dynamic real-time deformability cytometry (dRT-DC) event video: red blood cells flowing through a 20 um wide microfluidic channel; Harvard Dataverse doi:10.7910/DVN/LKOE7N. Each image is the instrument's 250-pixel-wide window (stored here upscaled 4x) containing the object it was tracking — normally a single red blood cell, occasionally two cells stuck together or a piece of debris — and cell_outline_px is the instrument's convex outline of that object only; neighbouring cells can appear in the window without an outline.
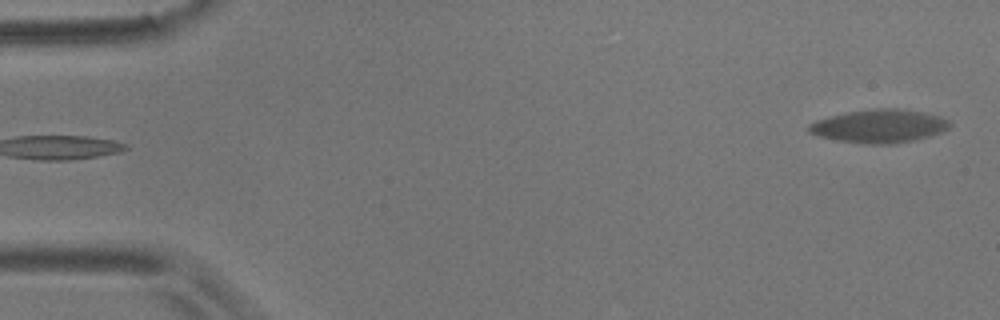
{"species": "common noctule bat (a hibernating species)", "species_latin": "Nyctalus noctula", "temperature_condition": "room temperature", "stored_images_in_passage": 2, "camera_frame_rate_fps": 3000, "um_per_image_px": 0.085, "animal": {"sex": "male", "body_mass_g": 17.9}, "frame": {"image": 1, "passage_image": 2, "time_ms": 0.333, "image_size_px": [1000, 320], "cell_outline_px": [[952, 124], [948, 128], [940, 132], [928, 136], [912, 140], [892, 144], [868, 144], [836, 140], [820, 136], [808, 132], [808, 124], [816, 120], [848, 112], [876, 108], [896, 108], [924, 112], [940, 116], [948, 120]], "centroid_in_image_um": [74.74, 10.71], "position_along_channel_um": 10.3, "area_um2": 27.11}}